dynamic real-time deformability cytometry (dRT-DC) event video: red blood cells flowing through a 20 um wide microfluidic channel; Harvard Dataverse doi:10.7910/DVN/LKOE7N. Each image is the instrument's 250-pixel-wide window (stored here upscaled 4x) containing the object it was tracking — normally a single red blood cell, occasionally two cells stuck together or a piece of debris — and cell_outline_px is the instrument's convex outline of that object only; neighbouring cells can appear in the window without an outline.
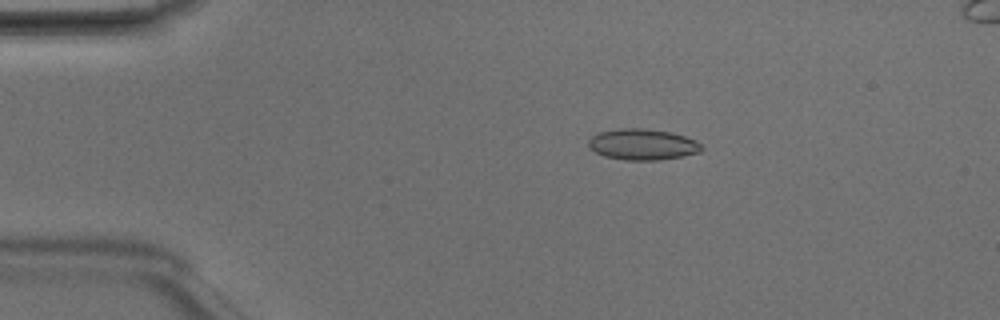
{"species": "Egyptian fruit bat (a non-hibernating species)", "species_latin": "Rousettus aegyptiacus", "temperature_condition": "room temperature", "stored_images_in_passage": 6, "camera_frame_rate_fps": 3000, "um_per_image_px": 0.085, "animal": {"sex": "male"}, "frame": {"image": 1, "passage_image": 3, "time_ms": 0.667, "image_size_px": [1000, 320], "cell_outline_px": [[704, 148], [700, 152], [660, 160], [624, 160], [604, 156], [596, 152], [588, 144], [588, 140], [592, 136], [600, 132], [620, 128], [644, 128], [672, 132], [696, 140]], "centroid_in_image_um": [54.63, 12.27], "position_along_channel_um": 30.4, "area_um2": 20.4}}